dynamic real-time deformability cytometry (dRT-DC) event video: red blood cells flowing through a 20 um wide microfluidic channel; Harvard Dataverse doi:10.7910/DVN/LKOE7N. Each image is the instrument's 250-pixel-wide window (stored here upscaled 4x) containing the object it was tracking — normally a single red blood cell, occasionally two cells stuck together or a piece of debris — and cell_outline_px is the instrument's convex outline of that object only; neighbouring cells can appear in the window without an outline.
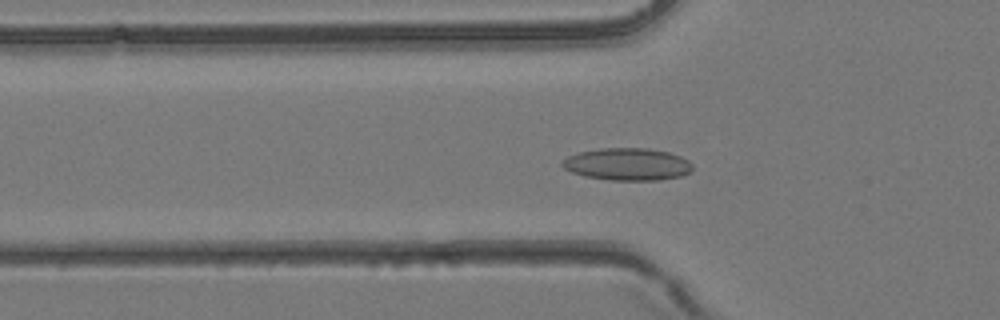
{"species": "common noctule bat (a hibernating species)", "species_latin": "Nyctalus noctula", "temperature_condition": "room temperature", "stored_images_in_passage": 43, "camera_frame_rate_fps": 3000, "um_per_image_px": 0.085, "animal": {"sex": "female", "body_mass_g": 24.6, "forearm_length_mm": 56.2}, "frame": {"image": 1, "passage_image": 15, "time_ms": 4.667, "image_size_px": [1000, 320], "cell_outline_px": [[692, 172], [680, 176], [660, 180], [612, 180], [584, 176], [572, 172], [564, 168], [560, 164], [568, 156], [580, 152], [600, 148], [648, 148], [668, 152], [680, 156], [688, 160], [692, 164]], "centroid_in_image_um": [53.35, 13.96], "position_along_channel_um": 72.5, "area_um2": 24.51}}
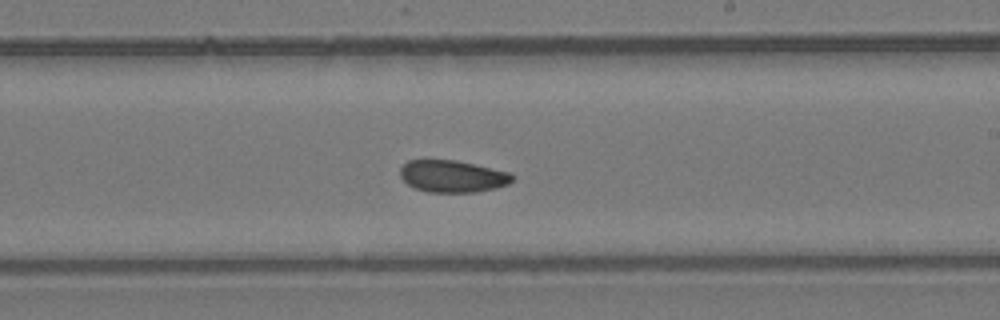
{"frame": {"image": 2, "passage_image": 26, "time_ms": 8.333, "image_size_px": [1000, 320], "cell_outline_px": [[516, 176], [508, 184], [496, 188], [476, 192], [428, 192], [416, 188], [408, 184], [400, 176], [400, 168], [408, 160], [456, 160], [508, 172]], "centroid_in_image_um": [38.46, 14.98], "position_along_channel_um": 250.5, "area_um2": 20.81}}
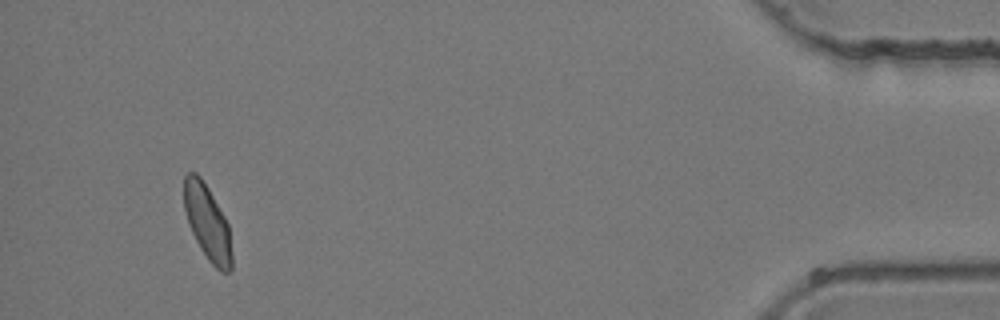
{"frame": {"image": 3, "passage_image": 41, "time_ms": 13.333, "image_size_px": [1000, 320], "cell_outline_px": [[232, 268], [228, 272], [220, 272], [208, 260], [200, 248], [188, 224], [184, 208], [184, 176], [188, 172], [196, 172], [200, 176], [208, 188], [224, 216], [228, 224], [232, 252]], "centroid_in_image_um": [17.63, 18.93], "position_along_channel_um": 417.6, "area_um2": 20.87}}